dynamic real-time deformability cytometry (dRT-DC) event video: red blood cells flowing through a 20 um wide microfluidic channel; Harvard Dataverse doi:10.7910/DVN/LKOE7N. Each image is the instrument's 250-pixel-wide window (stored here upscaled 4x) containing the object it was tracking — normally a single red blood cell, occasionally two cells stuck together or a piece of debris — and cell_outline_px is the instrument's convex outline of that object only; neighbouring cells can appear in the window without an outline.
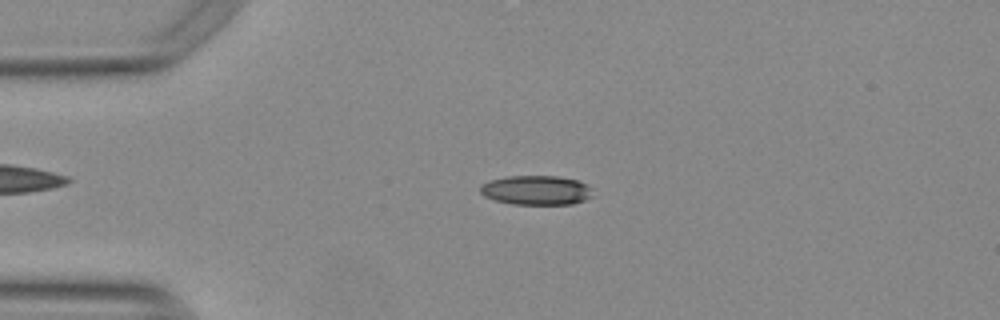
{"species": "Egyptian fruit bat (a non-hibernating species)", "species_latin": "Rousettus aegyptiacus", "temperature_condition": "warm", "stored_images_in_passage": 53, "camera_frame_rate_fps": 3000, "um_per_image_px": 0.085, "animal": {"sex": "female"}, "frame": {"image": 1, "passage_image": 12, "time_ms": 3.667, "image_size_px": [1000, 320], "cell_outline_px": [[592, 196], [584, 200], [572, 204], [512, 204], [496, 200], [484, 196], [480, 192], [480, 184], [488, 180], [508, 176], [556, 176], [576, 180], [588, 184]], "centroid_in_image_um": [45.54, 16.16], "position_along_channel_um": 39.5, "area_um2": 19.25}}
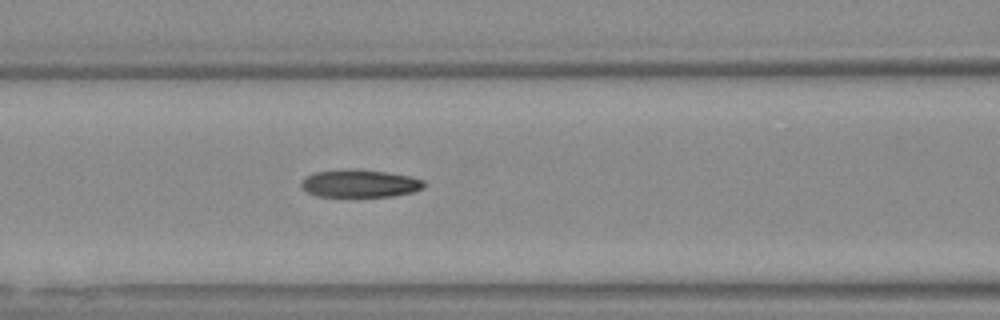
{"frame": {"image": 2, "passage_image": 22, "time_ms": 7.0, "image_size_px": [1000, 320], "cell_outline_px": [[424, 188], [412, 192], [392, 196], [316, 196], [308, 192], [300, 184], [300, 180], [316, 172], [344, 168], [356, 168], [388, 172], [412, 176], [424, 180]], "centroid_in_image_um": [30.6, 15.57], "position_along_channel_um": 136.0, "area_um2": 20.0}}
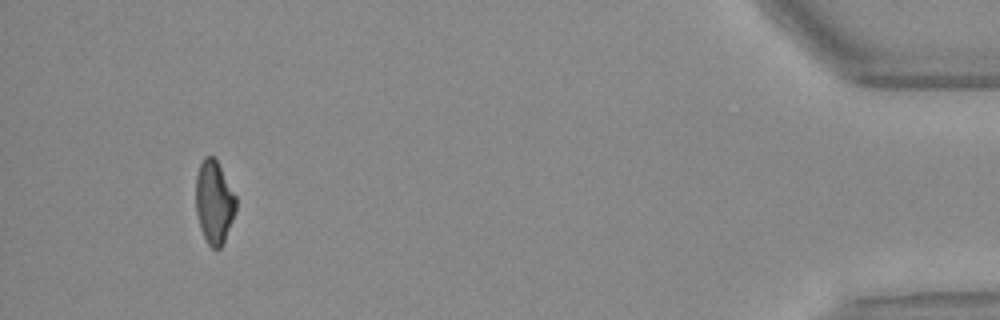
{"frame": {"image": 3, "passage_image": 50, "time_ms": 16.333, "image_size_px": [1000, 320], "cell_outline_px": [[236, 212], [224, 240], [220, 248], [212, 248], [208, 244], [200, 228], [196, 212], [196, 176], [200, 164], [204, 156], [212, 156], [216, 160], [236, 196]], "centroid_in_image_um": [18.2, 17.18], "position_along_channel_um": 417.0, "area_um2": 19.25}, "authors_computed_cell_mechanics": {"area_um2": 19.9988, "velocity_mm_per_s": 3.7857, "shape_relaxation_time_tau1_ms": null, "shape_relaxation_time_tau2_ms": 2.7883, "deformation_change_tau1": null, "deformation_change_tau2": 0.1057}}